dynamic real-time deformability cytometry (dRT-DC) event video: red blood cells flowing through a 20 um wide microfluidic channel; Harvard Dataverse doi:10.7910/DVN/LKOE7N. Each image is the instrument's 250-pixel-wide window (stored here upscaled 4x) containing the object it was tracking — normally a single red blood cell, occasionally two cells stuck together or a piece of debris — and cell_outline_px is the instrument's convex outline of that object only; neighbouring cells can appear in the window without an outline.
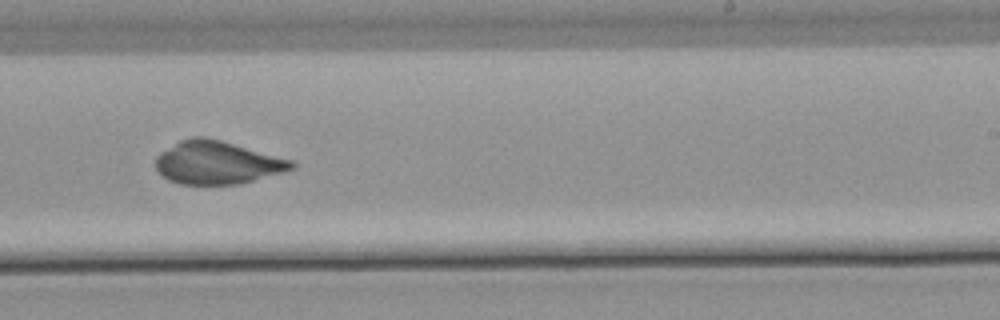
{"species": "common noctule bat (a hibernating species)", "species_latin": "Nyctalus noctula", "temperature_condition": "warm", "stored_images_in_passage": 32, "camera_frame_rate_fps": 3000, "um_per_image_px": 0.085, "animal": {"sex": "male", "body_mass_g": 21.5, "forearm_length_mm": 52.0}, "frame": {"image": 1, "passage_image": 23, "time_ms": 7.333, "image_size_px": [1000, 320], "cell_outline_px": [[296, 168], [240, 184], [180, 184], [168, 180], [156, 168], [156, 156], [160, 152], [180, 140], [192, 136], [204, 136], [220, 140], [292, 160], [296, 164]], "centroid_in_image_um": [18.45, 13.82], "position_along_channel_um": 270.6, "area_um2": 33.87}}
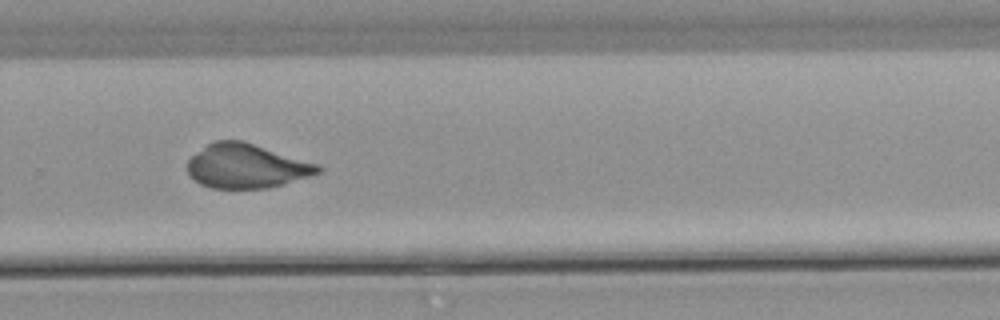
{"frame": {"image": 2, "passage_image": 26, "time_ms": 8.333, "image_size_px": [1000, 320], "cell_outline_px": [[324, 168], [320, 172], [284, 184], [268, 188], [212, 188], [200, 184], [188, 172], [188, 160], [192, 156], [208, 144], [216, 140], [244, 140], [320, 164]], "centroid_in_image_um": [20.99, 14.1], "position_along_channel_um": 308.8, "area_um2": 33.64}}